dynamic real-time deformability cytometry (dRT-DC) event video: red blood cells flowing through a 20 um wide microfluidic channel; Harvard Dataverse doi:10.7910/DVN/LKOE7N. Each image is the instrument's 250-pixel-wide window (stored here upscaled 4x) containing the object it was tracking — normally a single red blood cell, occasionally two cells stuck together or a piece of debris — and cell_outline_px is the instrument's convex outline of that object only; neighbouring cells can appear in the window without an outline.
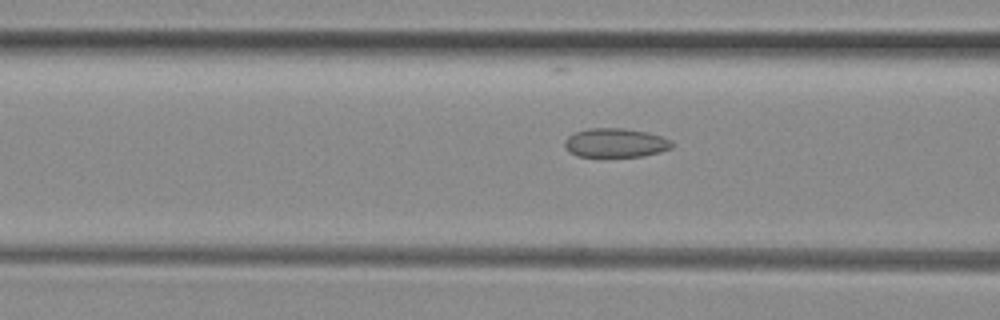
{"species": "common noctule bat (a hibernating species)", "species_latin": "Nyctalus noctula", "temperature_condition": "room temperature", "stored_images_in_passage": 43, "camera_frame_rate_fps": 3000, "um_per_image_px": 0.085, "animal": {"sex": "female", "body_mass_g": 29.2, "forearm_length_mm": 56.3}, "frame": {"image": 1, "passage_image": 20, "time_ms": 6.333, "image_size_px": [1000, 320], "cell_outline_px": [[672, 148], [660, 152], [640, 156], [576, 156], [568, 152], [564, 144], [564, 140], [568, 136], [576, 132], [588, 128], [620, 128], [648, 132], [672, 140]], "centroid_in_image_um": [52.3, 12.14], "position_along_channel_um": 114.3, "area_um2": 18.09}}
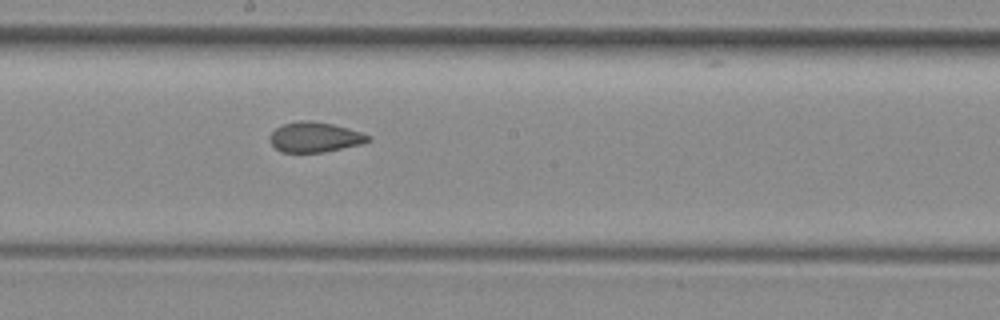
{"frame": {"image": 2, "passage_image": 28, "time_ms": 9.0, "image_size_px": [1000, 320], "cell_outline_px": [[372, 140], [360, 144], [324, 152], [280, 152], [268, 140], [268, 136], [276, 128], [284, 124], [300, 120], [308, 120], [332, 124], [348, 128], [372, 136]], "centroid_in_image_um": [26.75, 11.66], "position_along_channel_um": 221.5, "area_um2": 17.22}}
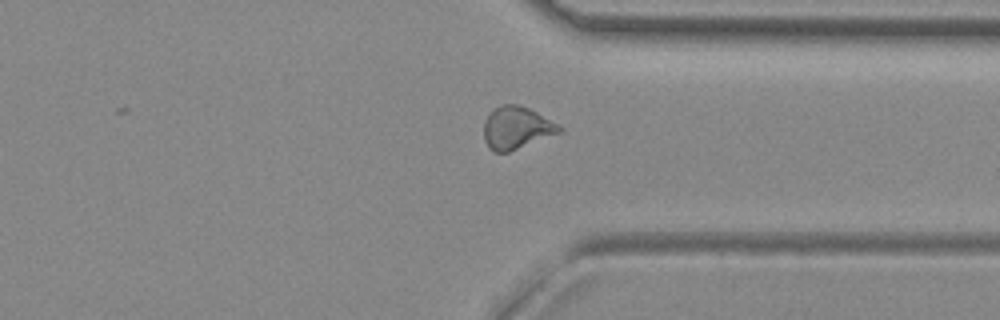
{"frame": {"image": 3, "passage_image": 39, "time_ms": 12.667, "image_size_px": [1000, 320], "cell_outline_px": [[564, 128], [560, 132], [508, 152], [496, 152], [488, 148], [484, 140], [484, 120], [496, 108], [504, 104], [520, 104], [536, 112]], "centroid_in_image_um": [43.88, 10.87], "position_along_channel_um": 367.5, "area_um2": 18.32}, "authors_computed_cell_mechanics": {"area_um2": 18.0914, "velocity_mm_per_s": 4.0204, "shape_relaxation_time_tau1_ms": null, "shape_relaxation_time_tau2_ms": 1.5774, "deformation_change_tau1": null, "deformation_change_tau2": 0.0754}}